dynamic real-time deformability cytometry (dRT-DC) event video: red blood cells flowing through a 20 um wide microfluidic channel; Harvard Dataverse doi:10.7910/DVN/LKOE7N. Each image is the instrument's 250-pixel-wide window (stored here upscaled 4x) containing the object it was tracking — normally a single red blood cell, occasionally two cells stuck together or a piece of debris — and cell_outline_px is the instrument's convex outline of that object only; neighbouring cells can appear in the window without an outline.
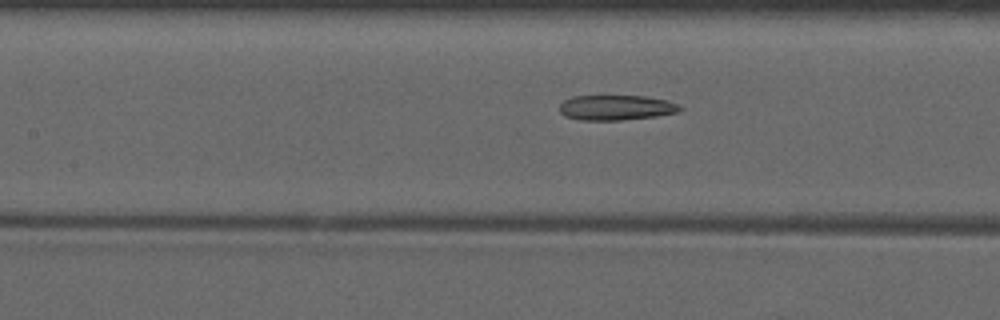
{"species": "common noctule bat (a hibernating species)", "species_latin": "Nyctalus noctula", "temperature_condition": "warm", "stored_images_in_passage": 36, "camera_frame_rate_fps": 3000, "um_per_image_px": 0.085, "animal": {"sex": "male", "forearm_length_mm": 52.5}, "frame": {"image": 1, "passage_image": 19, "time_ms": 6.0, "image_size_px": [1000, 320], "cell_outline_px": [[684, 108], [680, 112], [656, 116], [620, 120], [580, 120], [564, 116], [560, 112], [560, 104], [564, 100], [572, 96], [644, 96], [668, 100], [680, 104]], "centroid_in_image_um": [52.41, 9.14], "position_along_channel_um": 155.0, "area_um2": 17.8}}
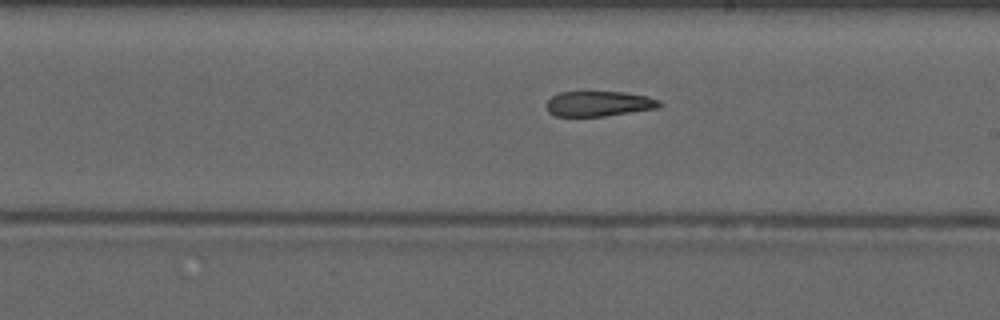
{"frame": {"image": 2, "passage_image": 25, "time_ms": 8.0, "image_size_px": [1000, 320], "cell_outline_px": [[664, 104], [660, 108], [604, 116], [556, 116], [548, 112], [548, 100], [552, 96], [560, 92], [624, 92], [648, 96], [660, 100]], "centroid_in_image_um": [50.98, 8.81], "position_along_channel_um": 238.0, "area_um2": 16.65}}
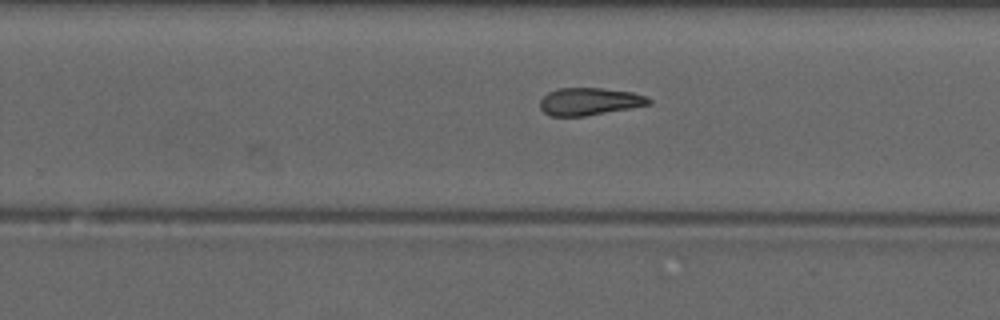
{"frame": {"image": 3, "passage_image": 28, "time_ms": 9.0, "image_size_px": [1000, 320], "cell_outline_px": [[652, 104], [588, 116], [552, 116], [544, 112], [540, 108], [540, 100], [548, 92], [556, 88], [600, 88], [632, 92], [648, 96], [652, 100]], "centroid_in_image_um": [50.13, 8.63], "position_along_channel_um": 279.7, "area_um2": 17.57}}